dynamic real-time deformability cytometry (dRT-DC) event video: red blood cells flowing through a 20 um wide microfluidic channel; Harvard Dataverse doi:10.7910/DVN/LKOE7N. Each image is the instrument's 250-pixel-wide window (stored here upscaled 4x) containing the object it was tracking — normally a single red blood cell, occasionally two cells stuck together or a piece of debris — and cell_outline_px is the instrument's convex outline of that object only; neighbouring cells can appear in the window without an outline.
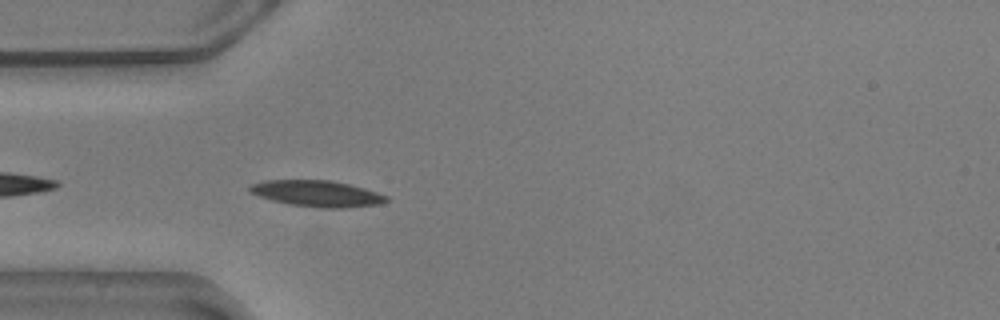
{"species": "common noctule bat (a hibernating species)", "species_latin": "Nyctalus noctula", "temperature_condition": "warm", "stored_images_in_passage": 11, "camera_frame_rate_fps": 3000, "um_per_image_px": 0.085, "animal": {"sex": "male", "body_mass_g": 20.5, "forearm_length_mm": 52.5}, "frame": {"image": 1, "passage_image": 4, "time_ms": 1.0, "image_size_px": [1000, 320], "cell_outline_px": [[388, 200], [380, 204], [348, 208], [320, 208], [288, 204], [272, 200], [248, 192], [248, 188], [252, 184], [264, 180], [332, 180], [364, 188], [388, 196]], "centroid_in_image_um": [26.94, 16.46], "position_along_channel_um": 58.1, "area_um2": 20.92}}